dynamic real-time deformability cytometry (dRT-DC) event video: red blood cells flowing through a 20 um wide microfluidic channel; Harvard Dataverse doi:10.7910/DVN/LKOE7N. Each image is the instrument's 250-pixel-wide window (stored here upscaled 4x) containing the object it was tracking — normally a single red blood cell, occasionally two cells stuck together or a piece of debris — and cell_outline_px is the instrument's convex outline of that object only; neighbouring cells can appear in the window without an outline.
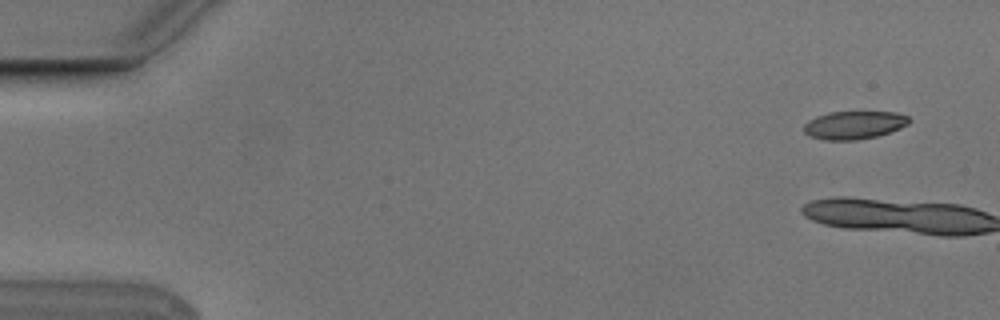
{"species": "Egyptian fruit bat (a non-hibernating species)", "species_latin": "Rousettus aegyptiacus", "temperature_condition": "cold", "stored_images_in_passage": 6, "camera_frame_rate_fps": 3000, "um_per_image_px": 0.085, "animal": {"sex": "male"}, "frame": {"image": 1, "passage_image": 1, "time_ms": 0.0, "image_size_px": [1000, 320], "cell_outline_px": [[912, 120], [908, 124], [900, 128], [876, 136], [856, 140], [824, 140], [808, 136], [804, 132], [804, 124], [808, 120], [816, 116], [828, 112], [896, 112], [908, 116]], "centroid_in_image_um": [72.58, 10.62], "position_along_channel_um": 12.4, "area_um2": 17.28}}